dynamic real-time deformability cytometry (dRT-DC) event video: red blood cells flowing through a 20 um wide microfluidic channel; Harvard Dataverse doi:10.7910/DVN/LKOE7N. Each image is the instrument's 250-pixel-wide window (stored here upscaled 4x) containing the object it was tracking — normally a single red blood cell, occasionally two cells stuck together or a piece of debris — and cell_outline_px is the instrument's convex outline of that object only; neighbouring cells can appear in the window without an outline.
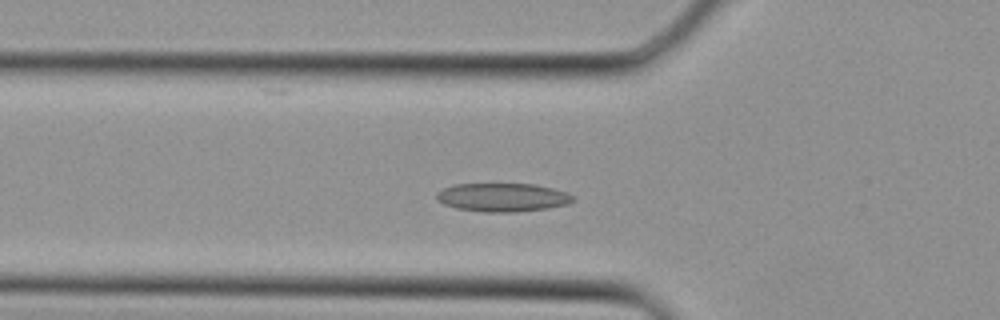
{"species": "Egyptian fruit bat (a non-hibernating species)", "species_latin": "Rousettus aegyptiacus", "temperature_condition": "cold", "stored_images_in_passage": 34, "camera_frame_rate_fps": 3000, "um_per_image_px": 0.085, "animal": {"sex": "female"}, "frame": {"image": 1, "passage_image": 10, "time_ms": 3.0, "image_size_px": [1000, 320], "cell_outline_px": [[576, 200], [568, 204], [548, 208], [516, 212], [484, 212], [456, 208], [444, 204], [436, 200], [436, 192], [444, 188], [456, 184], [532, 184], [552, 188], [568, 192], [576, 196]], "centroid_in_image_um": [42.75, 16.78], "position_along_channel_um": 83.0, "area_um2": 22.83}}
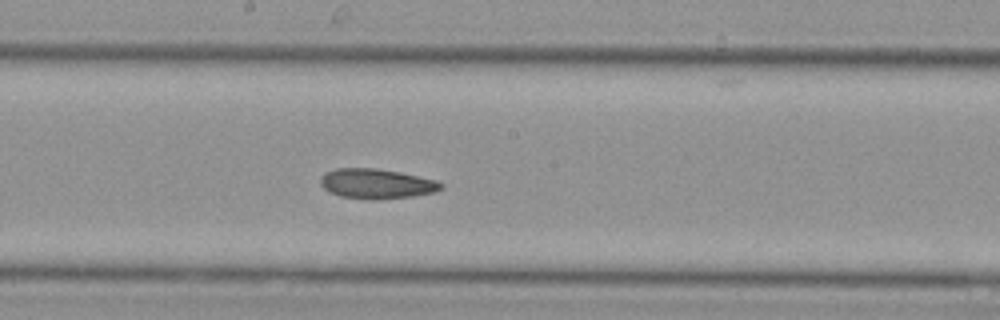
{"frame": {"image": 2, "passage_image": 17, "time_ms": 5.333, "image_size_px": [1000, 320], "cell_outline_px": [[444, 188], [436, 192], [412, 196], [372, 200], [340, 196], [328, 192], [320, 184], [320, 176], [324, 172], [336, 168], [376, 168], [400, 172], [436, 180], [444, 184]], "centroid_in_image_um": [31.99, 15.61], "position_along_channel_um": 216.2, "area_um2": 21.21}}
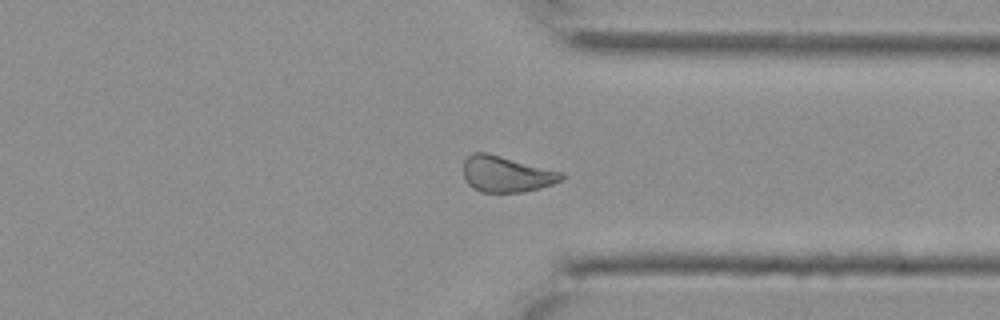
{"frame": {"image": 3, "passage_image": 25, "time_ms": 8.0, "image_size_px": [1000, 320], "cell_outline_px": [[564, 180], [540, 188], [524, 192], [480, 192], [472, 188], [464, 180], [464, 160], [472, 152], [488, 152], [564, 172]], "centroid_in_image_um": [43.05, 14.79], "position_along_channel_um": 368.4, "area_um2": 20.98}}